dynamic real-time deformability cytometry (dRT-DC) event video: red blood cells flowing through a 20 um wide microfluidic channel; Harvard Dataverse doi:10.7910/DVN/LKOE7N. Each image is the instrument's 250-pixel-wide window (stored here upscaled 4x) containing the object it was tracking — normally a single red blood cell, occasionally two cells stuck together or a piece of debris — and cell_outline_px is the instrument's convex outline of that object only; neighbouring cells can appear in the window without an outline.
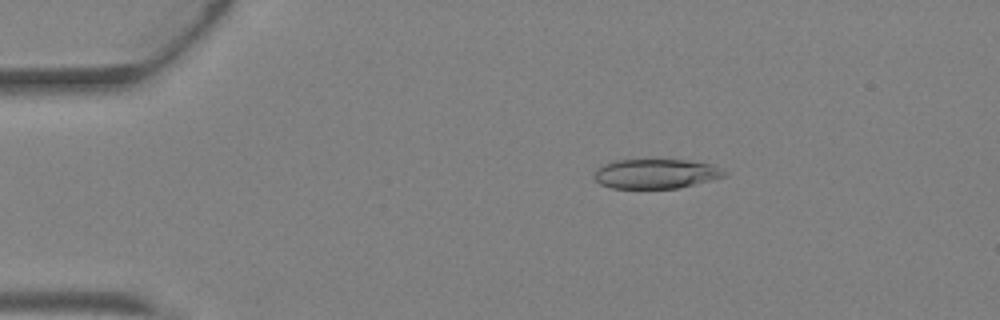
{"species": "Egyptian fruit bat (a non-hibernating species)", "species_latin": "Rousettus aegyptiacus", "temperature_condition": "warm", "stored_images_in_passage": 3, "camera_frame_rate_fps": 3000, "um_per_image_px": 0.085, "animal": {"sex": "female"}, "frame": {"image": 1, "passage_image": 2, "time_ms": 0.333, "image_size_px": [1000, 320], "cell_outline_px": [[728, 172], [724, 176], [680, 188], [612, 188], [600, 184], [592, 176], [596, 168], [612, 160], [684, 160], [712, 164]], "centroid_in_image_um": [55.7, 14.77], "position_along_channel_um": 29.3, "area_um2": 22.43}}